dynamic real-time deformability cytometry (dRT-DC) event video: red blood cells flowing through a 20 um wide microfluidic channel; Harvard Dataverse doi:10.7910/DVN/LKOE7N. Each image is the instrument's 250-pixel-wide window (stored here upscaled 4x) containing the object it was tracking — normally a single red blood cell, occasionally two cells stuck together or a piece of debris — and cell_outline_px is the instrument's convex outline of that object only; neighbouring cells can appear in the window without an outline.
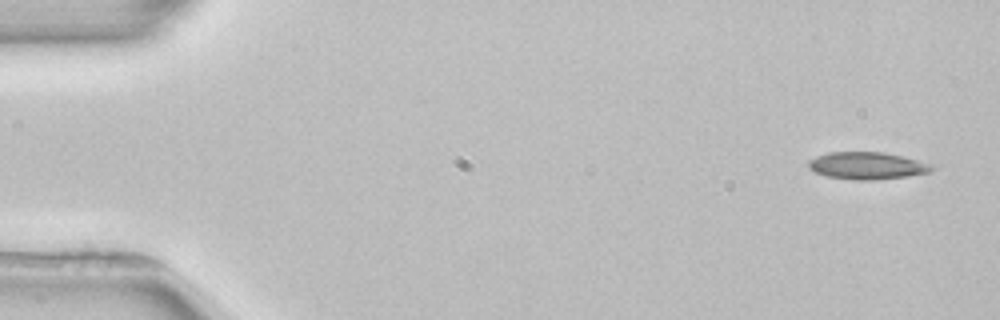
{"species": "common noctule bat (a hibernating species)", "species_latin": "Nyctalus noctula", "temperature_condition": "room temperature", "stored_images_in_passage": 4, "camera_frame_rate_fps": 3000, "um_per_image_px": 0.085, "animal": {"sex": "female", "body_mass_g": 22.7, "forearm_length_mm": 54.2}, "frame": {"image": 1, "passage_image": 1, "time_ms": 0.0, "image_size_px": [1000, 320], "cell_outline_px": [[936, 168], [932, 172], [908, 176], [876, 180], [852, 180], [824, 176], [808, 168], [808, 160], [816, 156], [828, 152], [884, 152], [916, 160], [928, 164]], "centroid_in_image_um": [73.66, 14.09], "position_along_channel_um": 11.3, "area_um2": 19.65}}
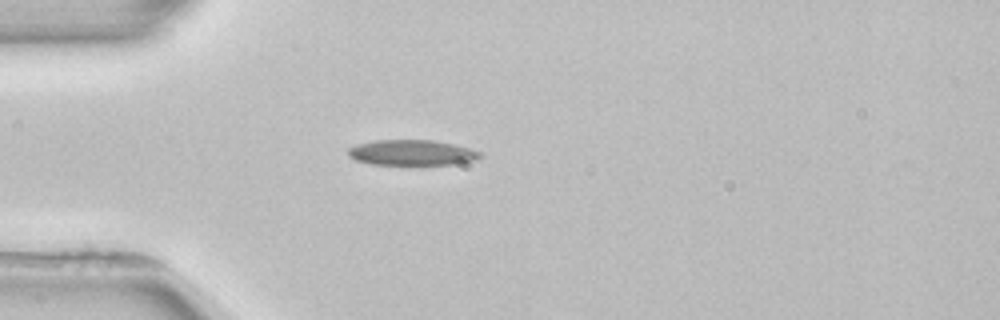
{"frame": {"image": 2, "passage_image": 4, "time_ms": 4.0, "image_size_px": [1000, 320], "cell_outline_px": [[484, 156], [476, 160], [452, 164], [372, 164], [356, 160], [348, 156], [348, 148], [356, 144], [376, 140], [432, 140], [456, 144], [480, 152]], "centroid_in_image_um": [35.01, 12.96], "position_along_channel_um": 50.0, "area_um2": 19.54}}